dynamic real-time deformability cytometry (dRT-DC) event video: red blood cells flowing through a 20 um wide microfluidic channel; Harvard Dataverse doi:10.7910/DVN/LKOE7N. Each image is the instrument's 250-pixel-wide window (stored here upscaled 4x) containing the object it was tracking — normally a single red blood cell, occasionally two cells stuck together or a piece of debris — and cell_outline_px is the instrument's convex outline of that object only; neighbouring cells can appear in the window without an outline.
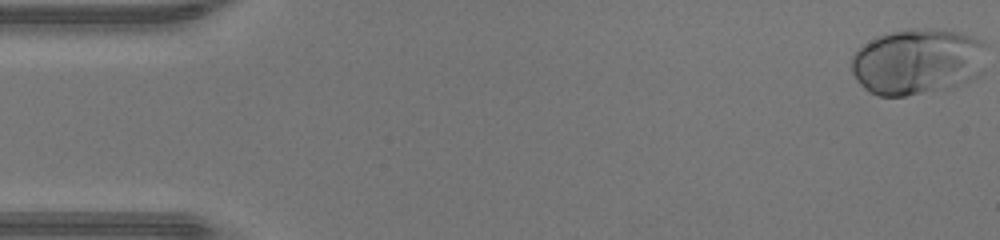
{"species": "human", "species_latin": "Homo sapiens", "temperature_condition": "warm", "stored_images_in_passage": 47, "camera_frame_rate_fps": 3000, "um_per_image_px": 0.085, "donor": {"sex": "male"}, "frame": {"image": 1, "passage_image": 1, "time_ms": 0.0, "image_size_px": [1000, 240], "cell_outline_px": [[984, 44], [980, 76], [972, 80], [948, 88], [904, 96], [880, 96], [868, 92], [856, 80], [852, 72], [852, 56], [864, 44], [876, 36], [908, 28], [924, 28], [960, 32], [984, 40]], "centroid_in_image_um": [77.96, 5.23], "position_along_channel_um": 7.0, "area_um2": 52.02}}
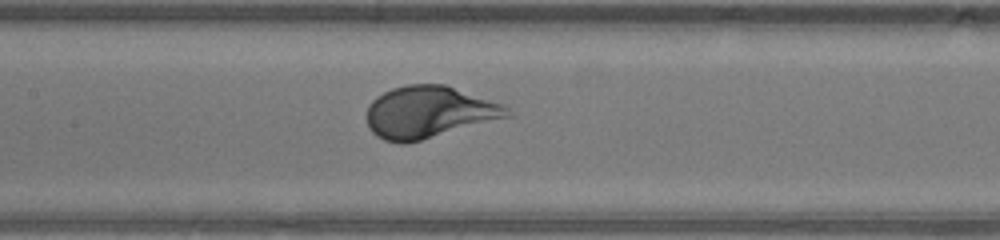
{"frame": {"image": 2, "passage_image": 22, "time_ms": 7.0, "image_size_px": [1000, 240], "cell_outline_px": [[512, 116], [420, 140], [404, 144], [400, 144], [384, 140], [376, 136], [368, 128], [364, 116], [368, 104], [376, 96], [392, 88], [408, 84], [444, 84], [504, 104], [508, 108]], "centroid_in_image_um": [36.4, 9.53], "position_along_channel_um": 171.0, "area_um2": 42.77}}
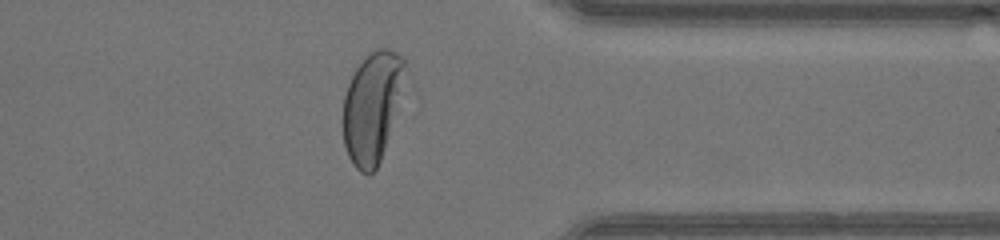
{"frame": {"image": 3, "passage_image": 37, "time_ms": 12.0, "image_size_px": [1000, 240], "cell_outline_px": [[404, 64], [384, 148], [380, 160], [376, 168], [372, 172], [360, 172], [356, 168], [348, 156], [344, 144], [344, 96], [348, 84], [356, 68], [376, 48], [388, 48], [396, 52], [404, 60]], "centroid_in_image_um": [31.53, 9.11], "position_along_channel_um": 379.9, "area_um2": 37.28}}